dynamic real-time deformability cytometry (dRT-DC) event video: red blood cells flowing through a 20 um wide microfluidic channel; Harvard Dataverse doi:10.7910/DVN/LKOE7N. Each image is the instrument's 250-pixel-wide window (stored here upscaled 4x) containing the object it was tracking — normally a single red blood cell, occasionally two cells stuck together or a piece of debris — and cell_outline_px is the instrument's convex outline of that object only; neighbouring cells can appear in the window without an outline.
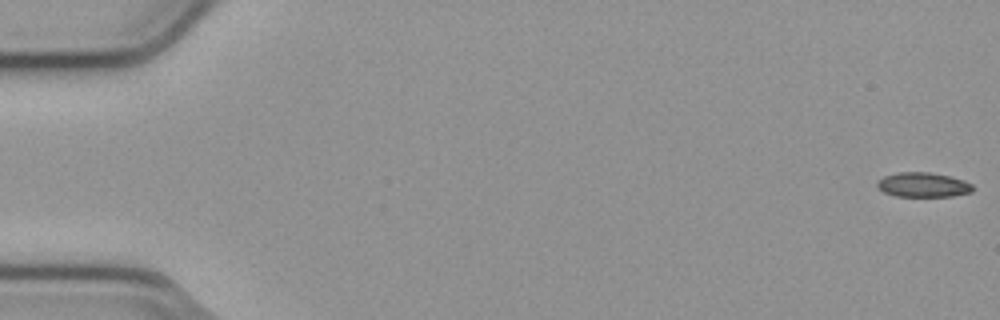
{"species": "common noctule bat (a hibernating species)", "species_latin": "Nyctalus noctula", "temperature_condition": "cold", "stored_images_in_passage": 55, "camera_frame_rate_fps": 3000, "um_per_image_px": 0.085, "animal": {"sex": "male", "body_mass_g": 23.1, "forearm_length_mm": 52.7}, "frame": {"image": 1, "passage_image": 1, "time_ms": 0.0, "image_size_px": [1000, 320], "cell_outline_px": [[972, 192], [952, 196], [896, 196], [884, 192], [876, 184], [876, 180], [884, 176], [896, 172], [928, 172], [948, 176], [964, 180], [972, 184]], "centroid_in_image_um": [78.44, 15.7], "position_along_channel_um": 6.6, "area_um2": 13.64}}
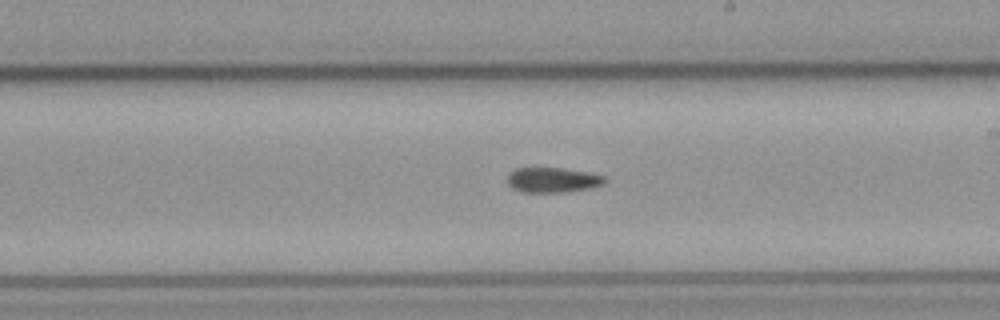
{"frame": {"image": 2, "passage_image": 32, "time_ms": 10.333, "image_size_px": [1000, 320], "cell_outline_px": [[608, 180], [604, 184], [588, 188], [560, 192], [520, 192], [512, 188], [508, 184], [508, 176], [516, 168], [560, 168], [588, 172], [604, 176]], "centroid_in_image_um": [46.98, 15.3], "position_along_channel_um": 242.0, "area_um2": 14.05}}
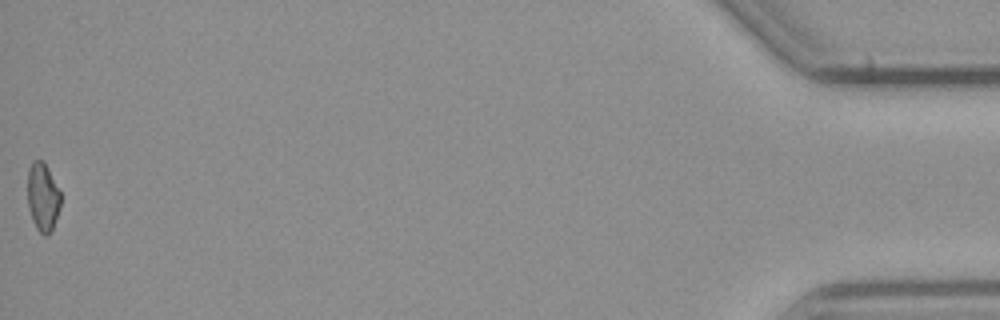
{"frame": {"image": 3, "passage_image": 55, "time_ms": 18.0, "image_size_px": [1000, 320], "cell_outline_px": [[60, 208], [52, 228], [48, 236], [44, 236], [36, 228], [32, 220], [28, 208], [28, 168], [32, 160], [44, 160], [60, 192]], "centroid_in_image_um": [3.62, 16.73], "position_along_channel_um": 431.6, "area_um2": 13.24}}